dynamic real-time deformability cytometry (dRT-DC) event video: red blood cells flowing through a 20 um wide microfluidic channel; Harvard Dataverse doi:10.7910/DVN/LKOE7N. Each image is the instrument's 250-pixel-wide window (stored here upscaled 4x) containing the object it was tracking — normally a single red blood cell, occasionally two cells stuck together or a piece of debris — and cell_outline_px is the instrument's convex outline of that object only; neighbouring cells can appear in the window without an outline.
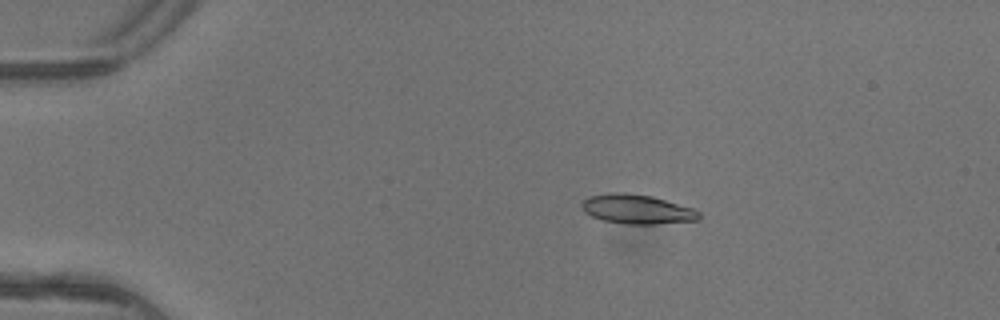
{"species": "common noctule bat (a hibernating species)", "species_latin": "Nyctalus noctula", "temperature_condition": "warm", "stored_images_in_passage": 4, "camera_frame_rate_fps": 3000, "um_per_image_px": 0.085, "animal": {"sex": "female"}, "frame": {"image": 1, "passage_image": 3, "time_ms": 0.667, "image_size_px": [1000, 320], "cell_outline_px": [[700, 220], [652, 224], [624, 224], [604, 220], [592, 216], [584, 212], [580, 204], [588, 196], [608, 192], [624, 192], [652, 196], [692, 208], [700, 212]], "centroid_in_image_um": [54.12, 17.77], "position_along_channel_um": 30.9, "area_um2": 20.11}}